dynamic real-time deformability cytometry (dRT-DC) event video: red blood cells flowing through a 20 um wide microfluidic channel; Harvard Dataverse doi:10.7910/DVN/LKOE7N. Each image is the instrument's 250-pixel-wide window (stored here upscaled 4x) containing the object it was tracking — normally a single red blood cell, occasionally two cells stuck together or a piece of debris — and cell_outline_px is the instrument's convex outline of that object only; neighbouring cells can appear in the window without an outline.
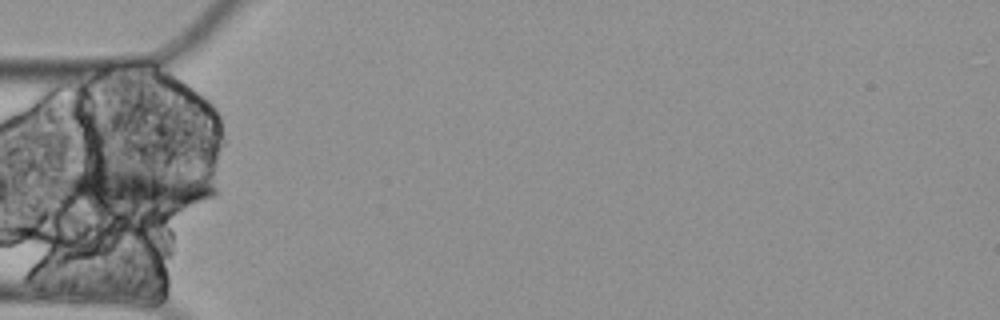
{"species": "Egyptian fruit bat (a non-hibernating species)", "species_latin": "Rousettus aegyptiacus", "temperature_condition": "cold", "stored_images_in_passage": 3, "segment_of_instrument_passage": [2, 2], "camera_frame_rate_fps": 3000, "um_per_image_px": 0.085, "animal": {"sex": "female"}, "frame": {"image": 1, "passage_image": 3, "time_ms": 0.667, "image_size_px": [1000, 320], "cell_outline_px": [[220, 192], [216, 196], [168, 216], [152, 216], [68, 204], [60, 192], [60, 176], [76, 168], [96, 168], [172, 172], [212, 184]], "centroid_in_image_um": [11.4, 16.21], "position_along_channel_um": 73.6, "area_um2": 41.1}}